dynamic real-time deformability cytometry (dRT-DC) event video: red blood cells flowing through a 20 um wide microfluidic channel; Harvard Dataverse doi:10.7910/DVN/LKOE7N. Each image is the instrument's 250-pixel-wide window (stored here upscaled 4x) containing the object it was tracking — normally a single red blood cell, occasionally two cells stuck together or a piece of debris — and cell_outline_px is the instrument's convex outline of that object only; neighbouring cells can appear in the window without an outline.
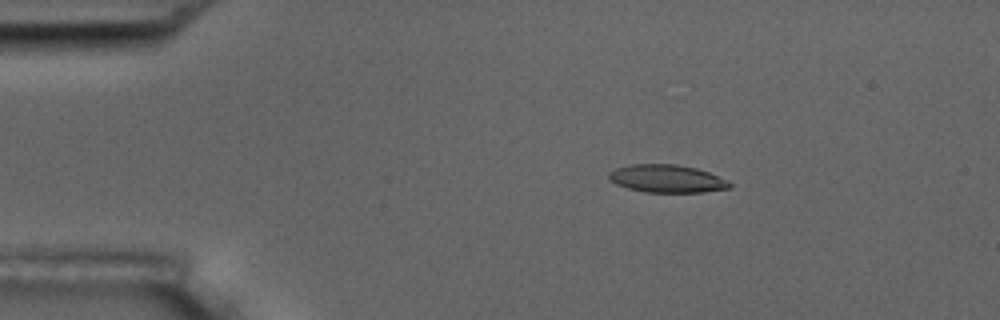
{"species": "common noctule bat (a hibernating species)", "species_latin": "Nyctalus noctula", "temperature_condition": "room temperature", "stored_images_in_passage": 4, "camera_frame_rate_fps": 3000, "um_per_image_px": 0.085, "animal": {"sex": "male", "body_mass_g": 17.5, "forearm_length_mm": 52.3}, "frame": {"image": 1, "passage_image": 2, "time_ms": 1.0, "image_size_px": [1000, 320], "cell_outline_px": [[732, 188], [704, 192], [644, 192], [628, 188], [616, 184], [608, 176], [608, 172], [616, 168], [632, 164], [676, 164], [696, 168], [708, 172], [728, 180], [732, 184]], "centroid_in_image_um": [56.71, 15.19], "position_along_channel_um": 28.3, "area_um2": 19.59}}
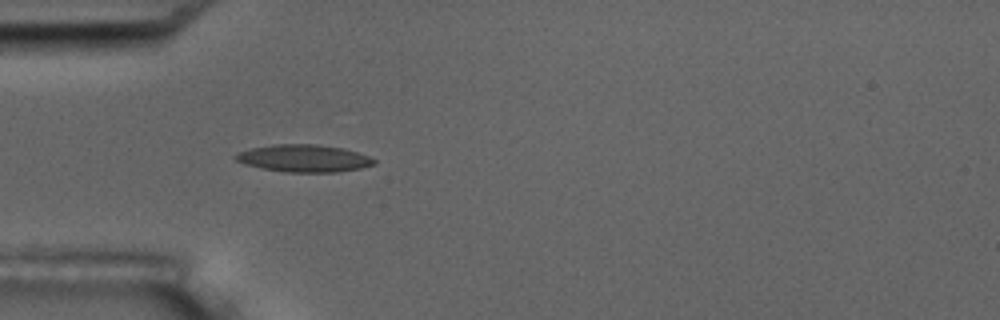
{"frame": {"image": 2, "passage_image": 4, "time_ms": 3.333, "image_size_px": [1000, 320], "cell_outline_px": [[376, 164], [360, 168], [336, 172], [288, 172], [260, 168], [244, 164], [236, 160], [232, 156], [240, 152], [252, 148], [272, 144], [316, 144], [340, 148], [356, 152], [368, 156], [376, 160]], "centroid_in_image_um": [25.81, 13.46], "position_along_channel_um": 59.2, "area_um2": 21.91}}